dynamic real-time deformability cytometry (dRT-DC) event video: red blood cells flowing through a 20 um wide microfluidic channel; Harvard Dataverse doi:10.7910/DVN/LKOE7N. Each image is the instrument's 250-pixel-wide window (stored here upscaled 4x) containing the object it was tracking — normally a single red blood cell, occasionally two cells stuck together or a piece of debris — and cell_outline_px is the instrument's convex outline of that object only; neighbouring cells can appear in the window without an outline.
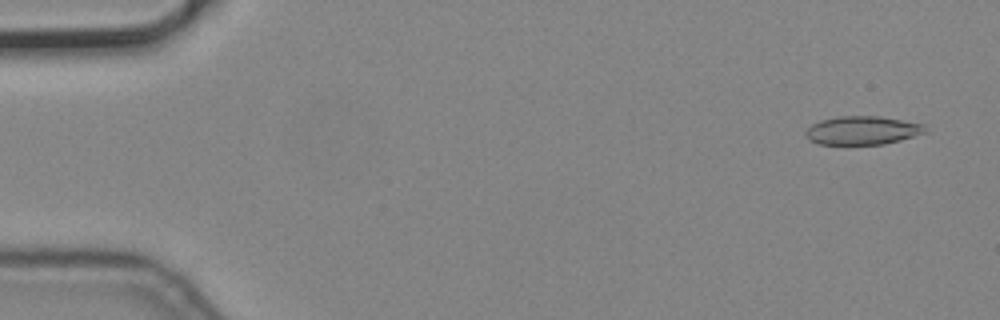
{"species": "common noctule bat (a hibernating species)", "species_latin": "Nyctalus noctula", "temperature_condition": "cold", "stored_images_in_passage": 4, "camera_frame_rate_fps": 3000, "um_per_image_px": 0.085, "animal": {"sex": "male", "body_mass_g": 19.2, "forearm_length_mm": 51.8}, "frame": {"image": 1, "passage_image": 1, "time_ms": 0.0, "image_size_px": [1000, 320], "cell_outline_px": [[928, 132], [900, 140], [884, 144], [816, 144], [808, 140], [804, 132], [812, 124], [820, 120], [840, 116], [880, 116], [924, 124]], "centroid_in_image_um": [73.29, 11.08], "position_along_channel_um": 11.7, "area_um2": 19.94}}
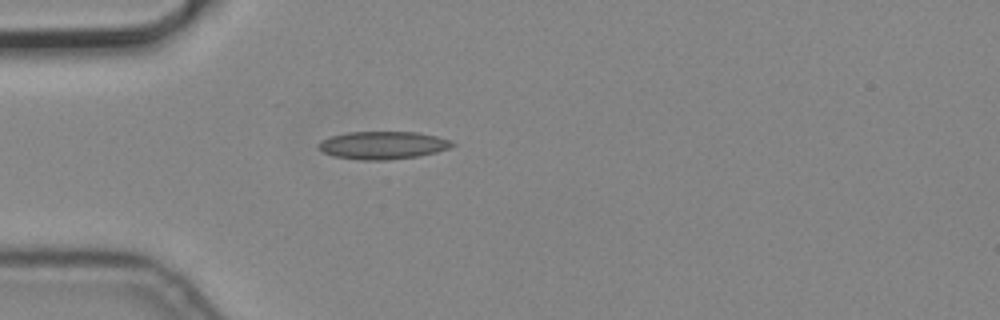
{"frame": {"image": 2, "passage_image": 4, "time_ms": 1.0, "image_size_px": [1000, 320], "cell_outline_px": [[456, 144], [448, 148], [436, 152], [420, 156], [388, 160], [364, 160], [332, 156], [320, 152], [316, 148], [316, 144], [320, 140], [332, 136], [348, 132], [420, 132], [452, 140]], "centroid_in_image_um": [32.5, 12.35], "position_along_channel_um": 52.5, "area_um2": 21.96}}